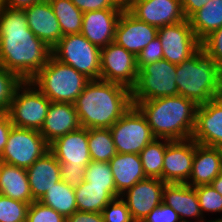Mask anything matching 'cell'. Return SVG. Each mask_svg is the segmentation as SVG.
I'll return each instance as SVG.
<instances>
[{"mask_svg":"<svg viewBox=\"0 0 222 222\" xmlns=\"http://www.w3.org/2000/svg\"><path fill=\"white\" fill-rule=\"evenodd\" d=\"M88 147L92 161L109 162L117 154L109 128L88 129Z\"/></svg>","mask_w":222,"mask_h":222,"instance_id":"31","label":"cell"},{"mask_svg":"<svg viewBox=\"0 0 222 222\" xmlns=\"http://www.w3.org/2000/svg\"><path fill=\"white\" fill-rule=\"evenodd\" d=\"M59 21L62 36L79 34L82 29L83 12L71 0H48Z\"/></svg>","mask_w":222,"mask_h":222,"instance_id":"30","label":"cell"},{"mask_svg":"<svg viewBox=\"0 0 222 222\" xmlns=\"http://www.w3.org/2000/svg\"><path fill=\"white\" fill-rule=\"evenodd\" d=\"M80 126L110 128L133 105L131 89L105 80H90L74 103Z\"/></svg>","mask_w":222,"mask_h":222,"instance_id":"2","label":"cell"},{"mask_svg":"<svg viewBox=\"0 0 222 222\" xmlns=\"http://www.w3.org/2000/svg\"><path fill=\"white\" fill-rule=\"evenodd\" d=\"M175 78L176 65L166 59L144 65L131 89L132 102L179 95Z\"/></svg>","mask_w":222,"mask_h":222,"instance_id":"8","label":"cell"},{"mask_svg":"<svg viewBox=\"0 0 222 222\" xmlns=\"http://www.w3.org/2000/svg\"><path fill=\"white\" fill-rule=\"evenodd\" d=\"M137 57L115 42L101 48L100 79L132 89L138 78Z\"/></svg>","mask_w":222,"mask_h":222,"instance_id":"11","label":"cell"},{"mask_svg":"<svg viewBox=\"0 0 222 222\" xmlns=\"http://www.w3.org/2000/svg\"><path fill=\"white\" fill-rule=\"evenodd\" d=\"M24 13L29 29L52 50L63 36L50 2L44 0L33 4L24 9Z\"/></svg>","mask_w":222,"mask_h":222,"instance_id":"19","label":"cell"},{"mask_svg":"<svg viewBox=\"0 0 222 222\" xmlns=\"http://www.w3.org/2000/svg\"><path fill=\"white\" fill-rule=\"evenodd\" d=\"M102 215L105 222H135L121 197L109 202L103 209Z\"/></svg>","mask_w":222,"mask_h":222,"instance_id":"38","label":"cell"},{"mask_svg":"<svg viewBox=\"0 0 222 222\" xmlns=\"http://www.w3.org/2000/svg\"><path fill=\"white\" fill-rule=\"evenodd\" d=\"M222 173V148L195 142L192 173L187 182L192 187L211 184Z\"/></svg>","mask_w":222,"mask_h":222,"instance_id":"23","label":"cell"},{"mask_svg":"<svg viewBox=\"0 0 222 222\" xmlns=\"http://www.w3.org/2000/svg\"><path fill=\"white\" fill-rule=\"evenodd\" d=\"M195 155V141L168 140L163 158L162 181L165 183H187Z\"/></svg>","mask_w":222,"mask_h":222,"instance_id":"13","label":"cell"},{"mask_svg":"<svg viewBox=\"0 0 222 222\" xmlns=\"http://www.w3.org/2000/svg\"><path fill=\"white\" fill-rule=\"evenodd\" d=\"M42 1L44 0H5V6L10 9L24 10Z\"/></svg>","mask_w":222,"mask_h":222,"instance_id":"47","label":"cell"},{"mask_svg":"<svg viewBox=\"0 0 222 222\" xmlns=\"http://www.w3.org/2000/svg\"><path fill=\"white\" fill-rule=\"evenodd\" d=\"M49 151V143L37 130L12 126L0 157L3 163L28 169Z\"/></svg>","mask_w":222,"mask_h":222,"instance_id":"9","label":"cell"},{"mask_svg":"<svg viewBox=\"0 0 222 222\" xmlns=\"http://www.w3.org/2000/svg\"><path fill=\"white\" fill-rule=\"evenodd\" d=\"M191 138L200 145L222 148V104L216 98L197 107Z\"/></svg>","mask_w":222,"mask_h":222,"instance_id":"17","label":"cell"},{"mask_svg":"<svg viewBox=\"0 0 222 222\" xmlns=\"http://www.w3.org/2000/svg\"><path fill=\"white\" fill-rule=\"evenodd\" d=\"M138 0H116L117 4L123 8L124 10H126L127 8H129L133 3H135Z\"/></svg>","mask_w":222,"mask_h":222,"instance_id":"49","label":"cell"},{"mask_svg":"<svg viewBox=\"0 0 222 222\" xmlns=\"http://www.w3.org/2000/svg\"><path fill=\"white\" fill-rule=\"evenodd\" d=\"M0 194L29 205L34 201L27 169L2 163L0 167Z\"/></svg>","mask_w":222,"mask_h":222,"instance_id":"26","label":"cell"},{"mask_svg":"<svg viewBox=\"0 0 222 222\" xmlns=\"http://www.w3.org/2000/svg\"><path fill=\"white\" fill-rule=\"evenodd\" d=\"M26 222H66V218L39 201H33L27 210Z\"/></svg>","mask_w":222,"mask_h":222,"instance_id":"37","label":"cell"},{"mask_svg":"<svg viewBox=\"0 0 222 222\" xmlns=\"http://www.w3.org/2000/svg\"><path fill=\"white\" fill-rule=\"evenodd\" d=\"M145 116L155 138L186 140L192 137L197 105L180 95L132 102Z\"/></svg>","mask_w":222,"mask_h":222,"instance_id":"3","label":"cell"},{"mask_svg":"<svg viewBox=\"0 0 222 222\" xmlns=\"http://www.w3.org/2000/svg\"><path fill=\"white\" fill-rule=\"evenodd\" d=\"M157 32V27L142 22L123 10L116 25L114 42L137 57L157 37Z\"/></svg>","mask_w":222,"mask_h":222,"instance_id":"16","label":"cell"},{"mask_svg":"<svg viewBox=\"0 0 222 222\" xmlns=\"http://www.w3.org/2000/svg\"><path fill=\"white\" fill-rule=\"evenodd\" d=\"M49 151L58 162H69L75 166H87L92 160L88 147V129L80 127L58 137L49 144Z\"/></svg>","mask_w":222,"mask_h":222,"instance_id":"20","label":"cell"},{"mask_svg":"<svg viewBox=\"0 0 222 222\" xmlns=\"http://www.w3.org/2000/svg\"><path fill=\"white\" fill-rule=\"evenodd\" d=\"M117 153L139 154L155 137L145 116L134 105L110 128Z\"/></svg>","mask_w":222,"mask_h":222,"instance_id":"10","label":"cell"},{"mask_svg":"<svg viewBox=\"0 0 222 222\" xmlns=\"http://www.w3.org/2000/svg\"><path fill=\"white\" fill-rule=\"evenodd\" d=\"M157 36L163 49V59L178 65L201 48L189 20L158 28Z\"/></svg>","mask_w":222,"mask_h":222,"instance_id":"12","label":"cell"},{"mask_svg":"<svg viewBox=\"0 0 222 222\" xmlns=\"http://www.w3.org/2000/svg\"><path fill=\"white\" fill-rule=\"evenodd\" d=\"M85 181L90 182L91 186L115 187L109 162L91 161L86 166Z\"/></svg>","mask_w":222,"mask_h":222,"instance_id":"34","label":"cell"},{"mask_svg":"<svg viewBox=\"0 0 222 222\" xmlns=\"http://www.w3.org/2000/svg\"><path fill=\"white\" fill-rule=\"evenodd\" d=\"M52 55L90 80L100 79L101 48L89 42L81 33L63 36L52 49Z\"/></svg>","mask_w":222,"mask_h":222,"instance_id":"6","label":"cell"},{"mask_svg":"<svg viewBox=\"0 0 222 222\" xmlns=\"http://www.w3.org/2000/svg\"><path fill=\"white\" fill-rule=\"evenodd\" d=\"M13 124L7 112H0V157L8 140Z\"/></svg>","mask_w":222,"mask_h":222,"instance_id":"44","label":"cell"},{"mask_svg":"<svg viewBox=\"0 0 222 222\" xmlns=\"http://www.w3.org/2000/svg\"><path fill=\"white\" fill-rule=\"evenodd\" d=\"M30 81L51 102L74 104L90 79L51 55L47 64Z\"/></svg>","mask_w":222,"mask_h":222,"instance_id":"5","label":"cell"},{"mask_svg":"<svg viewBox=\"0 0 222 222\" xmlns=\"http://www.w3.org/2000/svg\"><path fill=\"white\" fill-rule=\"evenodd\" d=\"M196 194L203 217L205 213H222V195L211 184L196 186Z\"/></svg>","mask_w":222,"mask_h":222,"instance_id":"36","label":"cell"},{"mask_svg":"<svg viewBox=\"0 0 222 222\" xmlns=\"http://www.w3.org/2000/svg\"><path fill=\"white\" fill-rule=\"evenodd\" d=\"M201 48L210 55L222 69V27L205 37L201 41Z\"/></svg>","mask_w":222,"mask_h":222,"instance_id":"39","label":"cell"},{"mask_svg":"<svg viewBox=\"0 0 222 222\" xmlns=\"http://www.w3.org/2000/svg\"><path fill=\"white\" fill-rule=\"evenodd\" d=\"M163 203L173 208L180 220L196 219L194 222L206 220L201 212L195 187L187 183H166L163 190Z\"/></svg>","mask_w":222,"mask_h":222,"instance_id":"21","label":"cell"},{"mask_svg":"<svg viewBox=\"0 0 222 222\" xmlns=\"http://www.w3.org/2000/svg\"><path fill=\"white\" fill-rule=\"evenodd\" d=\"M78 211L102 213L113 199L120 197L116 187H97L84 181L74 188Z\"/></svg>","mask_w":222,"mask_h":222,"instance_id":"27","label":"cell"},{"mask_svg":"<svg viewBox=\"0 0 222 222\" xmlns=\"http://www.w3.org/2000/svg\"><path fill=\"white\" fill-rule=\"evenodd\" d=\"M222 69L202 48L176 65L175 82L180 96L197 106L214 99L221 91Z\"/></svg>","mask_w":222,"mask_h":222,"instance_id":"4","label":"cell"},{"mask_svg":"<svg viewBox=\"0 0 222 222\" xmlns=\"http://www.w3.org/2000/svg\"><path fill=\"white\" fill-rule=\"evenodd\" d=\"M124 9H103L83 13L81 34L99 48L114 42L115 29Z\"/></svg>","mask_w":222,"mask_h":222,"instance_id":"18","label":"cell"},{"mask_svg":"<svg viewBox=\"0 0 222 222\" xmlns=\"http://www.w3.org/2000/svg\"><path fill=\"white\" fill-rule=\"evenodd\" d=\"M80 127L74 104L51 102L39 132L50 144L58 137L78 130Z\"/></svg>","mask_w":222,"mask_h":222,"instance_id":"22","label":"cell"},{"mask_svg":"<svg viewBox=\"0 0 222 222\" xmlns=\"http://www.w3.org/2000/svg\"><path fill=\"white\" fill-rule=\"evenodd\" d=\"M28 181L34 201H39L48 189L61 180L60 165L48 151L27 169Z\"/></svg>","mask_w":222,"mask_h":222,"instance_id":"24","label":"cell"},{"mask_svg":"<svg viewBox=\"0 0 222 222\" xmlns=\"http://www.w3.org/2000/svg\"><path fill=\"white\" fill-rule=\"evenodd\" d=\"M83 13L103 9H123L116 0H71Z\"/></svg>","mask_w":222,"mask_h":222,"instance_id":"43","label":"cell"},{"mask_svg":"<svg viewBox=\"0 0 222 222\" xmlns=\"http://www.w3.org/2000/svg\"><path fill=\"white\" fill-rule=\"evenodd\" d=\"M61 180L70 187H78L85 181V166L71 165L69 162H59Z\"/></svg>","mask_w":222,"mask_h":222,"instance_id":"40","label":"cell"},{"mask_svg":"<svg viewBox=\"0 0 222 222\" xmlns=\"http://www.w3.org/2000/svg\"><path fill=\"white\" fill-rule=\"evenodd\" d=\"M190 26L202 41L210 33L222 27V0H211L189 19Z\"/></svg>","mask_w":222,"mask_h":222,"instance_id":"28","label":"cell"},{"mask_svg":"<svg viewBox=\"0 0 222 222\" xmlns=\"http://www.w3.org/2000/svg\"><path fill=\"white\" fill-rule=\"evenodd\" d=\"M51 55L52 50L29 29L24 10L6 7L0 18V65L30 81Z\"/></svg>","mask_w":222,"mask_h":222,"instance_id":"1","label":"cell"},{"mask_svg":"<svg viewBox=\"0 0 222 222\" xmlns=\"http://www.w3.org/2000/svg\"><path fill=\"white\" fill-rule=\"evenodd\" d=\"M116 191L119 195L146 179L139 154L117 153L109 161Z\"/></svg>","mask_w":222,"mask_h":222,"instance_id":"25","label":"cell"},{"mask_svg":"<svg viewBox=\"0 0 222 222\" xmlns=\"http://www.w3.org/2000/svg\"><path fill=\"white\" fill-rule=\"evenodd\" d=\"M23 81L0 65V112H7L16 88Z\"/></svg>","mask_w":222,"mask_h":222,"instance_id":"35","label":"cell"},{"mask_svg":"<svg viewBox=\"0 0 222 222\" xmlns=\"http://www.w3.org/2000/svg\"><path fill=\"white\" fill-rule=\"evenodd\" d=\"M203 222H222V217H220V218H218V219H217V218H216V219L213 218V220H209V219H208V221L205 220V221H203Z\"/></svg>","mask_w":222,"mask_h":222,"instance_id":"52","label":"cell"},{"mask_svg":"<svg viewBox=\"0 0 222 222\" xmlns=\"http://www.w3.org/2000/svg\"><path fill=\"white\" fill-rule=\"evenodd\" d=\"M213 188L222 195V173H220L211 183Z\"/></svg>","mask_w":222,"mask_h":222,"instance_id":"48","label":"cell"},{"mask_svg":"<svg viewBox=\"0 0 222 222\" xmlns=\"http://www.w3.org/2000/svg\"><path fill=\"white\" fill-rule=\"evenodd\" d=\"M75 190L60 180L51 189H48L39 200L43 205L53 208L65 218L77 211Z\"/></svg>","mask_w":222,"mask_h":222,"instance_id":"29","label":"cell"},{"mask_svg":"<svg viewBox=\"0 0 222 222\" xmlns=\"http://www.w3.org/2000/svg\"><path fill=\"white\" fill-rule=\"evenodd\" d=\"M179 222H193V221H183V220H180Z\"/></svg>","mask_w":222,"mask_h":222,"instance_id":"53","label":"cell"},{"mask_svg":"<svg viewBox=\"0 0 222 222\" xmlns=\"http://www.w3.org/2000/svg\"><path fill=\"white\" fill-rule=\"evenodd\" d=\"M5 8H6L5 0H0V18L3 15V12H4Z\"/></svg>","mask_w":222,"mask_h":222,"instance_id":"50","label":"cell"},{"mask_svg":"<svg viewBox=\"0 0 222 222\" xmlns=\"http://www.w3.org/2000/svg\"><path fill=\"white\" fill-rule=\"evenodd\" d=\"M176 211L165 203L154 208L141 222H179Z\"/></svg>","mask_w":222,"mask_h":222,"instance_id":"42","label":"cell"},{"mask_svg":"<svg viewBox=\"0 0 222 222\" xmlns=\"http://www.w3.org/2000/svg\"><path fill=\"white\" fill-rule=\"evenodd\" d=\"M29 204L0 194V222H26Z\"/></svg>","mask_w":222,"mask_h":222,"instance_id":"33","label":"cell"},{"mask_svg":"<svg viewBox=\"0 0 222 222\" xmlns=\"http://www.w3.org/2000/svg\"><path fill=\"white\" fill-rule=\"evenodd\" d=\"M126 10L136 19L157 28L185 20L181 0H138Z\"/></svg>","mask_w":222,"mask_h":222,"instance_id":"15","label":"cell"},{"mask_svg":"<svg viewBox=\"0 0 222 222\" xmlns=\"http://www.w3.org/2000/svg\"><path fill=\"white\" fill-rule=\"evenodd\" d=\"M163 59L162 44L158 36L152 40L137 56L138 70L144 65L152 64Z\"/></svg>","mask_w":222,"mask_h":222,"instance_id":"41","label":"cell"},{"mask_svg":"<svg viewBox=\"0 0 222 222\" xmlns=\"http://www.w3.org/2000/svg\"><path fill=\"white\" fill-rule=\"evenodd\" d=\"M215 98L222 104V89Z\"/></svg>","mask_w":222,"mask_h":222,"instance_id":"51","label":"cell"},{"mask_svg":"<svg viewBox=\"0 0 222 222\" xmlns=\"http://www.w3.org/2000/svg\"><path fill=\"white\" fill-rule=\"evenodd\" d=\"M167 147V139L155 138L139 153L144 174L147 178L162 180L163 158Z\"/></svg>","mask_w":222,"mask_h":222,"instance_id":"32","label":"cell"},{"mask_svg":"<svg viewBox=\"0 0 222 222\" xmlns=\"http://www.w3.org/2000/svg\"><path fill=\"white\" fill-rule=\"evenodd\" d=\"M51 101L31 82L15 90L7 111L13 126L40 131Z\"/></svg>","mask_w":222,"mask_h":222,"instance_id":"7","label":"cell"},{"mask_svg":"<svg viewBox=\"0 0 222 222\" xmlns=\"http://www.w3.org/2000/svg\"><path fill=\"white\" fill-rule=\"evenodd\" d=\"M165 184L161 179L146 178L120 195L135 222H141L163 202Z\"/></svg>","mask_w":222,"mask_h":222,"instance_id":"14","label":"cell"},{"mask_svg":"<svg viewBox=\"0 0 222 222\" xmlns=\"http://www.w3.org/2000/svg\"><path fill=\"white\" fill-rule=\"evenodd\" d=\"M66 222H105L102 213L76 211L66 218Z\"/></svg>","mask_w":222,"mask_h":222,"instance_id":"45","label":"cell"},{"mask_svg":"<svg viewBox=\"0 0 222 222\" xmlns=\"http://www.w3.org/2000/svg\"><path fill=\"white\" fill-rule=\"evenodd\" d=\"M211 0H181V7L185 19H189L195 12L200 10L203 6Z\"/></svg>","mask_w":222,"mask_h":222,"instance_id":"46","label":"cell"}]
</instances>
